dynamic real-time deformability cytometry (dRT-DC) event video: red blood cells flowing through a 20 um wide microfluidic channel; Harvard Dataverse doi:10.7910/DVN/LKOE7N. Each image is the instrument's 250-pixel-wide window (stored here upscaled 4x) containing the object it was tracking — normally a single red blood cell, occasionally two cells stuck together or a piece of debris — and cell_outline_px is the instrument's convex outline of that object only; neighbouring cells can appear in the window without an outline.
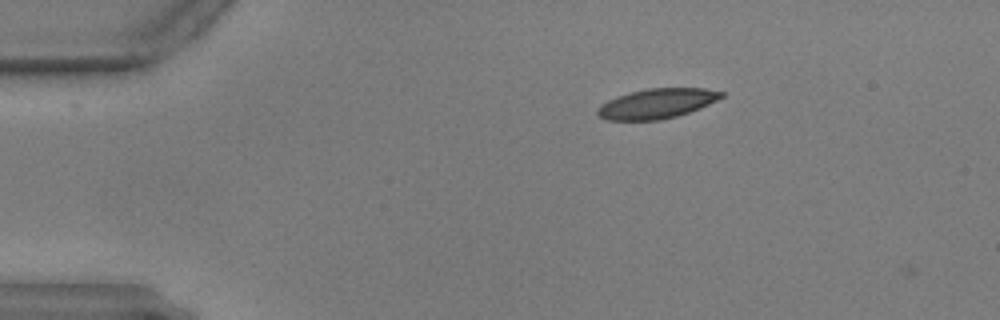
{"species": "common noctule bat (a hibernating species)", "species_latin": "Nyctalus noctula", "temperature_condition": "warm", "stored_images_in_passage": 4, "camera_frame_rate_fps": 3000, "um_per_image_px": 0.085, "animal": {"sex": "male", "body_mass_g": 17.9, "forearm_length_mm": 54.2}, "frame": {"image": 1, "passage_image": 1, "time_ms": 0.0, "image_size_px": [1000, 320], "cell_outline_px": [[724, 96], [700, 108], [676, 116], [660, 120], [608, 120], [600, 116], [596, 112], [596, 108], [600, 104], [616, 96], [628, 92], [648, 88], [704, 88], [724, 92]], "centroid_in_image_um": [55.8, 8.79], "position_along_channel_um": 29.2, "area_um2": 21.56}}